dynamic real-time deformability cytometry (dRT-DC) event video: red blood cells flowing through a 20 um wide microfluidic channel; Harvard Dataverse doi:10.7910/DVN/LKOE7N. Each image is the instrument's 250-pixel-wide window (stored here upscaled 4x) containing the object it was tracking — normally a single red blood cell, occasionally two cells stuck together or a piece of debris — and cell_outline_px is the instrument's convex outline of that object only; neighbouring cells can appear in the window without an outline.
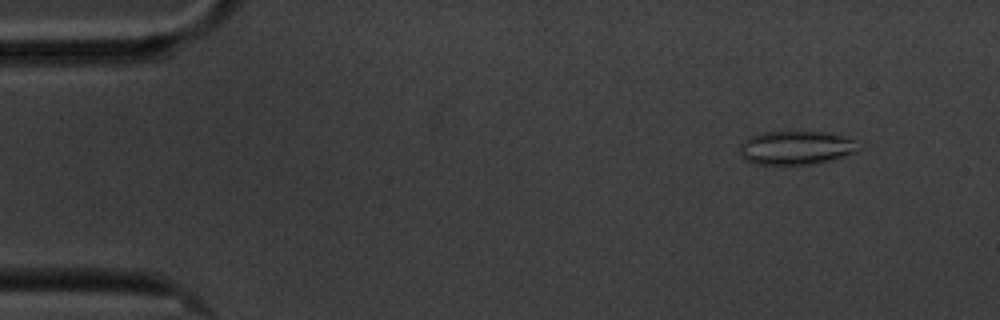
{"species": "common noctule bat (a hibernating species)", "species_latin": "Nyctalus noctula", "temperature_condition": "cold", "stored_images_in_passage": 5, "camera_frame_rate_fps": 3000, "um_per_image_px": 0.085, "animal": {"sex": "male", "body_mass_g": 20.1, "forearm_length_mm": 53.5}, "frame": {"image": 1, "passage_image": 2, "time_ms": 1.333, "image_size_px": [1000, 320], "cell_outline_px": [[860, 148], [856, 152], [832, 160], [812, 164], [756, 164], [744, 160], [740, 156], [740, 144], [748, 136], [764, 132], [788, 128], [828, 132], [848, 136], [856, 140]], "centroid_in_image_um": [67.67, 12.5], "position_along_channel_um": 17.3, "area_um2": 24.57}}
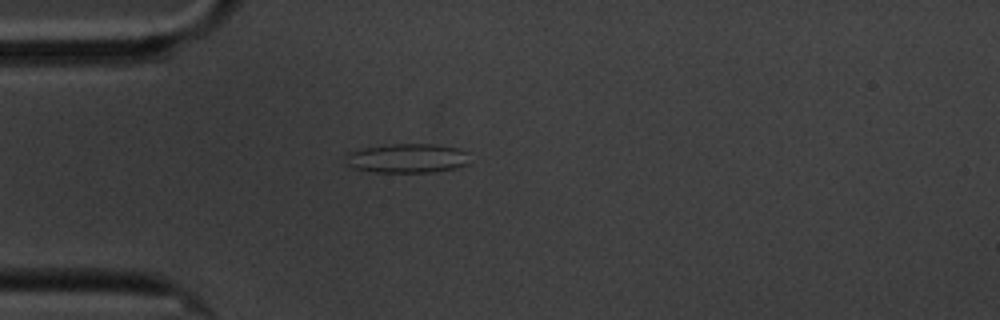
{"frame": {"image": 2, "passage_image": 5, "time_ms": 4.667, "image_size_px": [1000, 320], "cell_outline_px": [[468, 164], [456, 168], [432, 172], [376, 172], [352, 168], [344, 164], [344, 156], [348, 152], [364, 148], [392, 144], [436, 144], [460, 148], [468, 152]], "centroid_in_image_um": [34.6, 13.45], "position_along_channel_um": 50.4, "area_um2": 21.44}}